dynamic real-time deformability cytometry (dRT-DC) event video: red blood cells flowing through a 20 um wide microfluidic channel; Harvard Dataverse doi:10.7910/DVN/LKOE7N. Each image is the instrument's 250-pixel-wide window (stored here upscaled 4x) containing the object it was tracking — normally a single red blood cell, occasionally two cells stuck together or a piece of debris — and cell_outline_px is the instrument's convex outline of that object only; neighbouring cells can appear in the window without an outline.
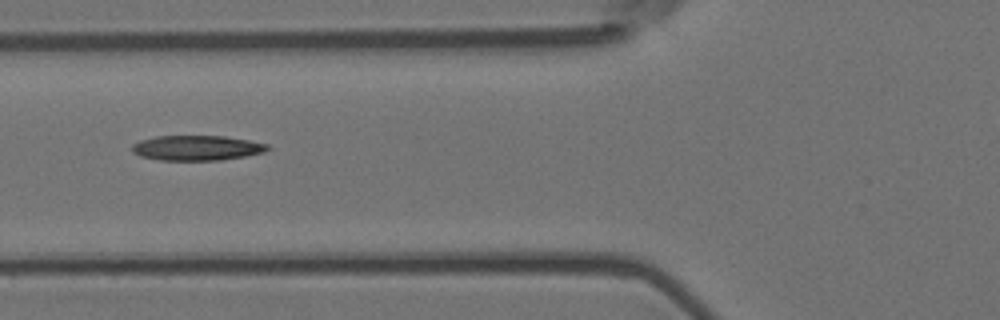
{"species": "Egyptian fruit bat (a non-hibernating species)", "species_latin": "Rousettus aegyptiacus", "temperature_condition": "room temperature", "stored_images_in_passage": 5, "camera_frame_rate_fps": 3000, "um_per_image_px": 0.085, "animal": {"sex": "female"}, "frame": {"image": 1, "passage_image": 3, "time_ms": 0.667, "image_size_px": [1000, 320], "cell_outline_px": [[272, 148], [264, 152], [244, 156], [220, 160], [160, 160], [140, 156], [132, 152], [132, 144], [140, 140], [156, 136], [224, 136], [248, 140], [268, 144]], "centroid_in_image_um": [16.73, 12.57], "position_along_channel_um": 109.1, "area_um2": 19.77}}
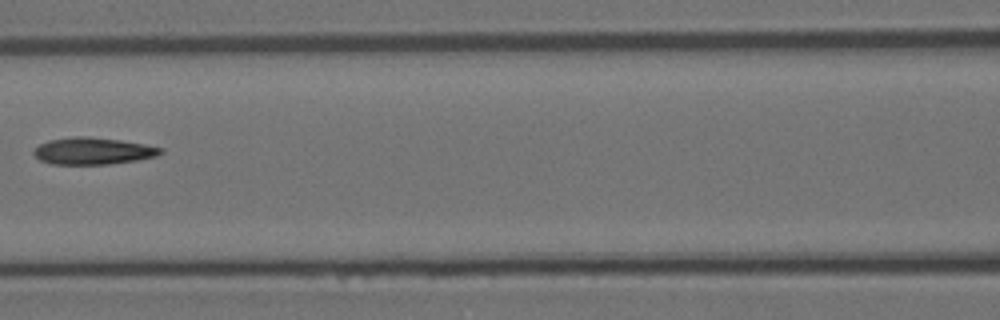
{"frame": {"image": 2, "passage_image": 4, "time_ms": 1.0, "image_size_px": [1000, 320], "cell_outline_px": [[164, 152], [156, 156], [136, 160], [108, 164], [52, 164], [40, 160], [32, 152], [40, 144], [48, 140], [76, 136], [88, 136], [120, 140], [144, 144], [164, 148]], "centroid_in_image_um": [7.91, 12.83], "position_along_channel_um": 158.7, "area_um2": 19.83}}
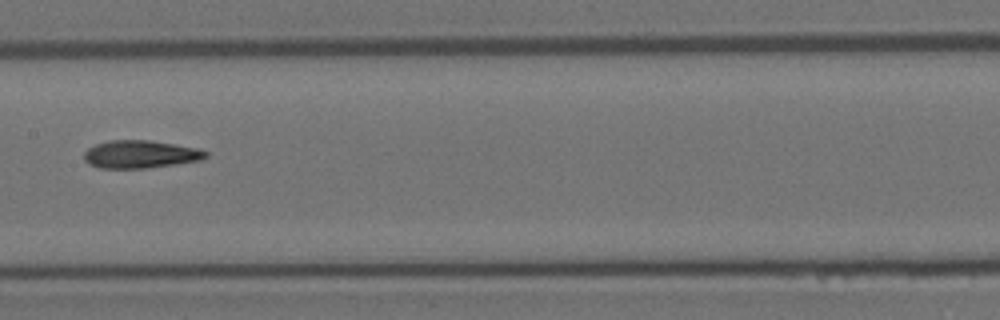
{"frame": {"image": 3, "passage_image": 5, "time_ms": 1.333, "image_size_px": [1000, 320], "cell_outline_px": [[208, 156], [200, 160], [176, 164], [144, 168], [100, 168], [88, 164], [84, 160], [84, 152], [88, 148], [96, 144], [112, 140], [148, 140], [196, 148], [208, 152]], "centroid_in_image_um": [11.9, 13.12], "position_along_channel_um": 195.5, "area_um2": 19.54}}